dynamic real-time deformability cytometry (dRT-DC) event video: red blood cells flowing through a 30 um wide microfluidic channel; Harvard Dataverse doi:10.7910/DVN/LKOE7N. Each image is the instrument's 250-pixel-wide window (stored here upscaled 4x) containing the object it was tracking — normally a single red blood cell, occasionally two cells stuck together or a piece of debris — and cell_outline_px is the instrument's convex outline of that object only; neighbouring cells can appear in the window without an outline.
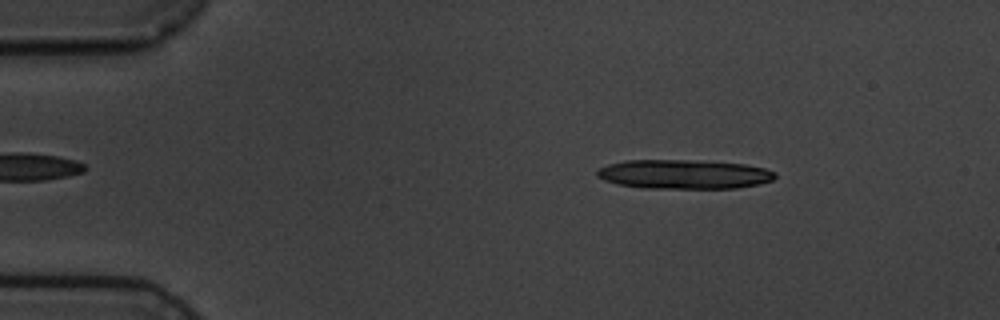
{"species": "common noctule bat (a hibernating species)", "species_latin": "Nyctalus noctula", "temperature_condition": "cold", "stored_images_in_passage": 7, "camera_frame_rate_fps": 3000, "um_per_image_px": 0.085, "animal": {"sex": "male", "body_mass_g": 19.5, "forearm_length_mm": 54.6}, "frame": {"image": 1, "passage_image": 3, "time_ms": 2.333, "image_size_px": [1000, 320], "cell_outline_px": [[776, 176], [772, 180], [760, 184], [736, 188], [644, 188], [620, 184], [604, 180], [596, 176], [596, 172], [600, 168], [608, 164], [628, 160], [696, 160], [744, 164], [764, 168], [776, 172]], "centroid_in_image_um": [58.15, 14.81], "position_along_channel_um": 26.8, "area_um2": 30.29}}
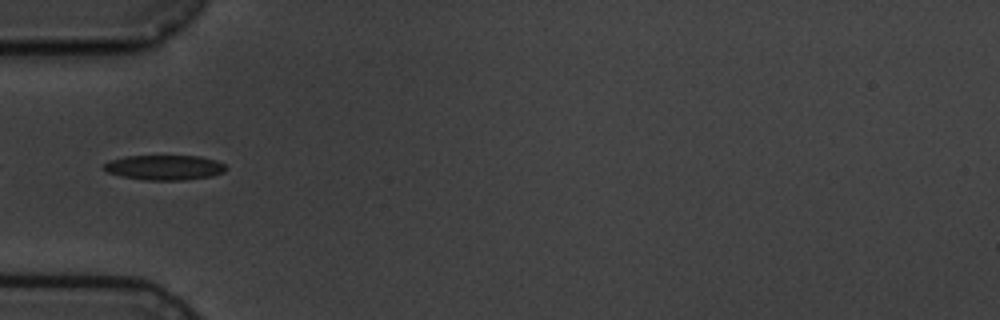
{"frame": {"image": 2, "passage_image": 6, "time_ms": 5.667, "image_size_px": [1000, 320], "cell_outline_px": [[228, 168], [224, 172], [212, 176], [184, 180], [144, 180], [120, 176], [108, 172], [104, 168], [104, 164], [112, 160], [124, 156], [200, 156], [216, 160], [224, 164]], "centroid_in_image_um": [14.02, 14.24], "position_along_channel_um": 71.0, "area_um2": 17.74}}
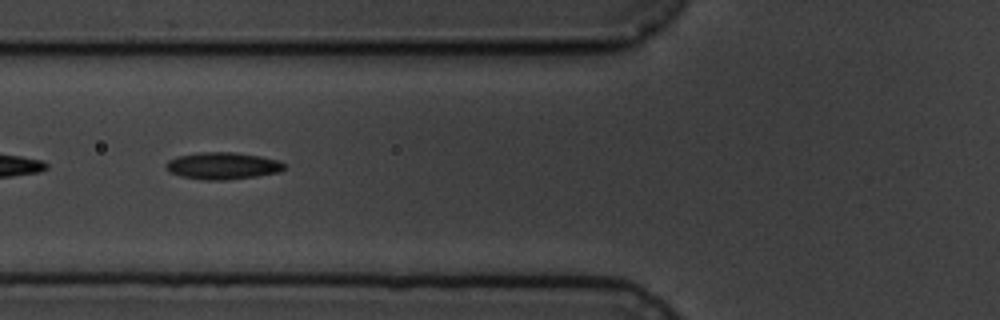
{"frame": {"image": 3, "passage_image": 7, "time_ms": 6.667, "image_size_px": [1000, 320], "cell_outline_px": [[284, 168], [280, 172], [256, 176], [224, 180], [204, 180], [180, 176], [172, 172], [164, 164], [168, 160], [176, 156], [200, 152], [236, 152], [260, 156], [276, 160], [284, 164]], "centroid_in_image_um": [18.9, 14.08], "position_along_channel_um": 106.9, "area_um2": 18.5}}